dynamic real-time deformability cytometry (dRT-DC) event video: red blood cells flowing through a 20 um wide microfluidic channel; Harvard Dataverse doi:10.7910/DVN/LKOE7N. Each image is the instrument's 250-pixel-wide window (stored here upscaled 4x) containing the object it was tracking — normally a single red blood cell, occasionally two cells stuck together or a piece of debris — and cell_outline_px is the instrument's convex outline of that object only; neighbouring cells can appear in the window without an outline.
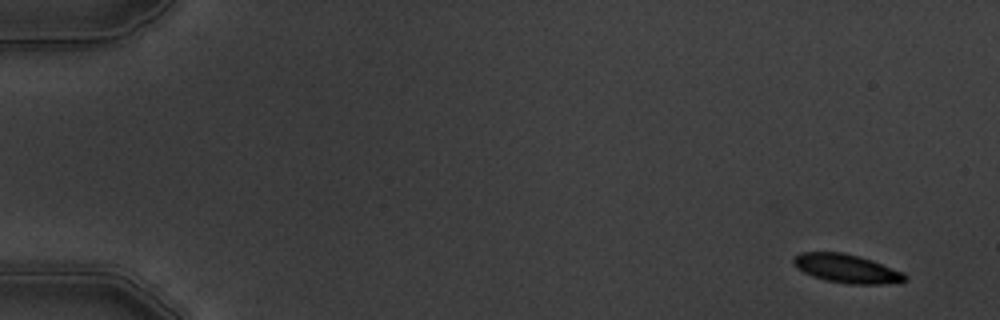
{"species": "common noctule bat (a hibernating species)", "species_latin": "Nyctalus noctula", "temperature_condition": "warm", "stored_images_in_passage": 6, "segment_of_instrument_passage": [1, 2], "camera_frame_rate_fps": 3000, "um_per_image_px": 0.085, "animal": {"sex": "male", "body_mass_g": 19.5, "forearm_length_mm": 54.6}, "frame": {"image": 1, "passage_image": 1, "time_ms": 0.0, "image_size_px": [1000, 320], "cell_outline_px": [[908, 276], [904, 280], [880, 284], [848, 284], [824, 280], [812, 276], [796, 268], [792, 264], [792, 260], [800, 252], [844, 252], [860, 256], [872, 260], [904, 272]], "centroid_in_image_um": [71.93, 22.82], "position_along_channel_um": 13.1, "area_um2": 18.67}}
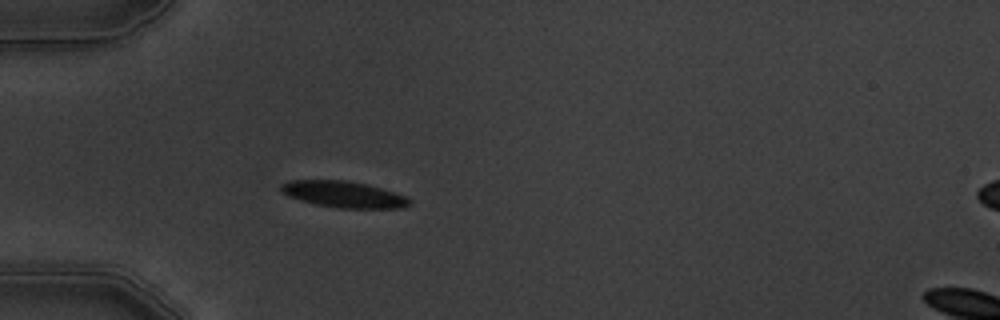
{"frame": {"image": 2, "passage_image": 5, "time_ms": 4.667, "image_size_px": [1000, 320], "cell_outline_px": [[412, 204], [404, 208], [340, 208], [316, 204], [288, 196], [280, 192], [280, 184], [288, 180], [344, 180], [364, 184], [380, 188], [404, 196], [412, 200]], "centroid_in_image_um": [29.18, 16.52], "position_along_channel_um": 55.8, "area_um2": 19.59}}